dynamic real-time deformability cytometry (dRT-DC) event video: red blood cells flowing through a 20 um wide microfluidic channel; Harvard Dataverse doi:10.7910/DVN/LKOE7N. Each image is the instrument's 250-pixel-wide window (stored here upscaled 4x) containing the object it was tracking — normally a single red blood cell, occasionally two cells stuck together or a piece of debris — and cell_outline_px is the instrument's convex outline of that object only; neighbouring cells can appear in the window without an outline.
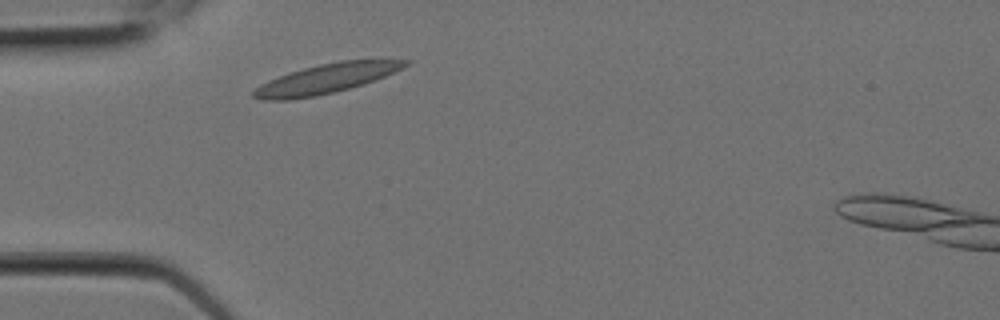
{"species": "Egyptian fruit bat (a non-hibernating species)", "species_latin": "Rousettus aegyptiacus", "temperature_condition": "room temperature", "stored_images_in_passage": 2, "camera_frame_rate_fps": 3000, "um_per_image_px": 0.085, "animal": {"sex": "female"}, "frame": {"image": 1, "passage_image": 2, "time_ms": 0.333, "image_size_px": [1000, 320], "cell_outline_px": [[412, 60], [408, 64], [376, 80], [364, 84], [316, 96], [288, 100], [260, 100], [252, 96], [252, 92], [260, 84], [280, 76], [304, 68], [320, 64], [340, 60]], "centroid_in_image_um": [27.68, 6.7], "position_along_channel_um": 57.3, "area_um2": 25.55}}